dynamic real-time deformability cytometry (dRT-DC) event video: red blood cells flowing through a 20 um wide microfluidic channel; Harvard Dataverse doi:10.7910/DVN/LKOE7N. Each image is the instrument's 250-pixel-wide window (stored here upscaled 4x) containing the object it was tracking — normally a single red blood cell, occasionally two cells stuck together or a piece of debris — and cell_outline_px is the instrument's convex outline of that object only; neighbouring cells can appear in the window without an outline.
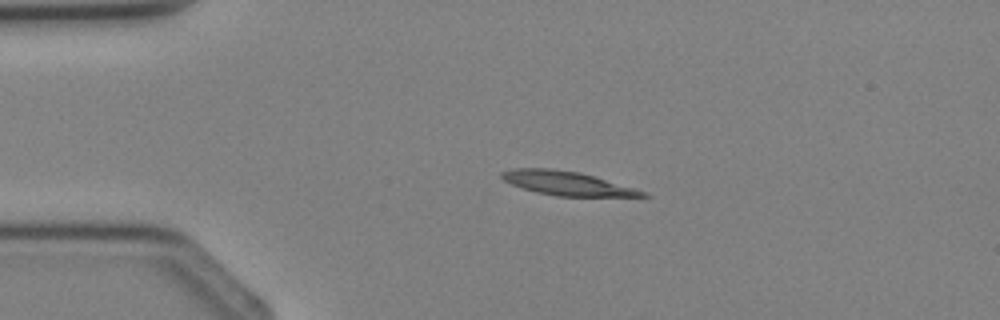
{"species": "Egyptian fruit bat (a non-hibernating species)", "species_latin": "Rousettus aegyptiacus", "temperature_condition": "cold", "stored_images_in_passage": 4, "segment_of_instrument_passage": [1, 2], "camera_frame_rate_fps": 3000, "um_per_image_px": 0.085, "animal": {"sex": "female"}, "frame": {"image": 1, "passage_image": 2, "time_ms": 1.0, "image_size_px": [1000, 320], "cell_outline_px": [[652, 196], [556, 196], [536, 192], [512, 184], [504, 180], [500, 176], [500, 172], [512, 168], [552, 168], [580, 172], [648, 192]], "centroid_in_image_um": [48.18, 15.57], "position_along_channel_um": 36.8, "area_um2": 19.54}}